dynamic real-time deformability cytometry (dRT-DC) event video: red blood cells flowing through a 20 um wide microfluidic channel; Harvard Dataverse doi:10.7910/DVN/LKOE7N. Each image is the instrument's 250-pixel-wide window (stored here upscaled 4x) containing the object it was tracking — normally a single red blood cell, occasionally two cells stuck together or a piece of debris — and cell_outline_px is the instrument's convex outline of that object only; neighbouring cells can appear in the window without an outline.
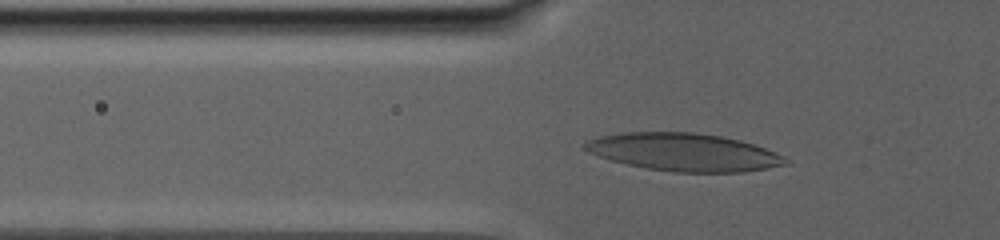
{"species": "human", "species_latin": "Homo sapiens", "temperature_condition": "warm", "stored_images_in_passage": 57, "camera_frame_rate_fps": 3000, "um_per_image_px": 0.085, "donor": {"sex": "male"}, "frame": {"image": 1, "passage_image": 2, "time_ms": 0.333, "image_size_px": [1000, 240], "cell_outline_px": [[792, 164], [744, 172], [672, 172], [648, 168], [628, 164], [612, 160], [588, 152], [580, 144], [588, 140], [600, 136], [624, 132], [696, 132], [720, 136], [740, 140], [776, 152], [784, 156]], "centroid_in_image_um": [58.15, 12.93], "position_along_channel_um": 67.6, "area_um2": 44.16}}
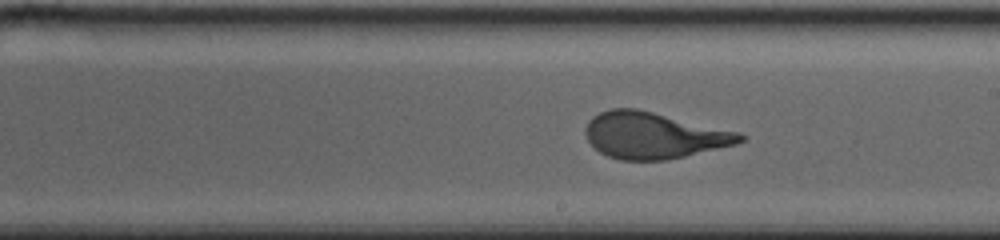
{"frame": {"image": 2, "passage_image": 35, "time_ms": 7.0, "image_size_px": [1000, 240], "cell_outline_px": [[748, 136], [744, 140], [736, 144], [668, 160], [620, 160], [608, 156], [600, 152], [588, 140], [584, 132], [584, 128], [588, 120], [592, 116], [600, 112], [612, 108], [636, 108], [740, 132]], "centroid_in_image_um": [55.56, 11.5], "position_along_channel_um": 233.4, "area_um2": 41.79}}
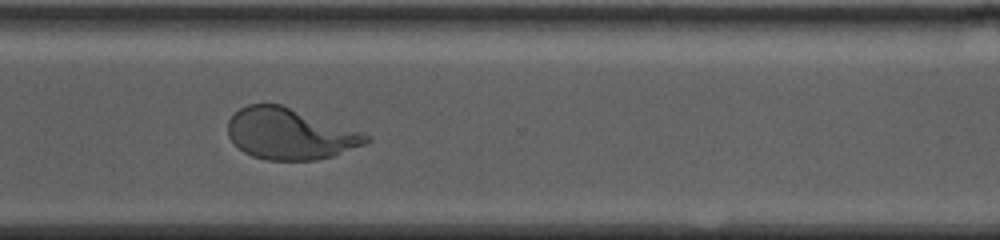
{"frame": {"image": 3, "passage_image": 56, "time_ms": 11.333, "image_size_px": [1000, 240], "cell_outline_px": [[372, 140], [364, 144], [332, 156], [316, 160], [268, 160], [252, 156], [244, 152], [228, 136], [228, 120], [240, 108], [248, 104], [280, 104], [364, 132]], "centroid_in_image_um": [24.64, 11.38], "position_along_channel_um": 346.0, "area_um2": 40.92}}